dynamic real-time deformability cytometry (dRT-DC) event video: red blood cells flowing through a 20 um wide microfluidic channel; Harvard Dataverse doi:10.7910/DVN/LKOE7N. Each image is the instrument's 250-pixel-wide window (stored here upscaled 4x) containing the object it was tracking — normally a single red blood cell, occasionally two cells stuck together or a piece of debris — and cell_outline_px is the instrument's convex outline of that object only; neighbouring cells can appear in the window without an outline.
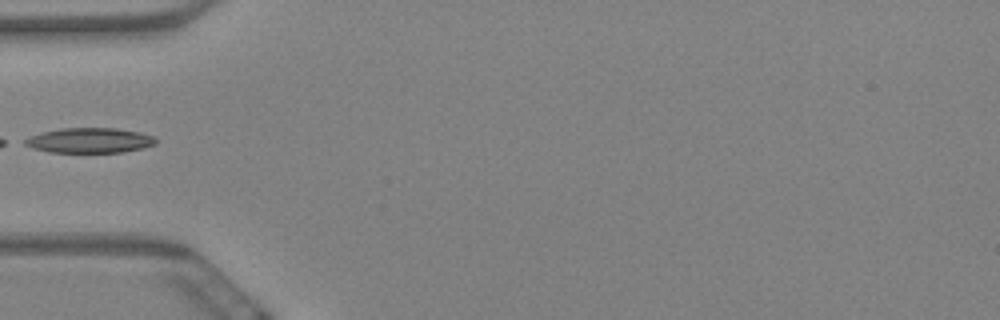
{"species": "Egyptian fruit bat (a non-hibernating species)", "species_latin": "Rousettus aegyptiacus", "temperature_condition": "warm", "stored_images_in_passage": 4, "camera_frame_rate_fps": 3000, "um_per_image_px": 0.085, "animal": {"sex": "female"}, "frame": {"image": 1, "passage_image": 1, "time_ms": 0.0, "image_size_px": [1000, 320], "cell_outline_px": [[156, 144], [144, 148], [120, 152], [48, 152], [32, 148], [24, 144], [24, 140], [32, 136], [44, 132], [60, 128], [116, 128], [140, 132], [156, 136]], "centroid_in_image_um": [7.67, 11.93], "position_along_channel_um": 77.3, "area_um2": 19.07}}